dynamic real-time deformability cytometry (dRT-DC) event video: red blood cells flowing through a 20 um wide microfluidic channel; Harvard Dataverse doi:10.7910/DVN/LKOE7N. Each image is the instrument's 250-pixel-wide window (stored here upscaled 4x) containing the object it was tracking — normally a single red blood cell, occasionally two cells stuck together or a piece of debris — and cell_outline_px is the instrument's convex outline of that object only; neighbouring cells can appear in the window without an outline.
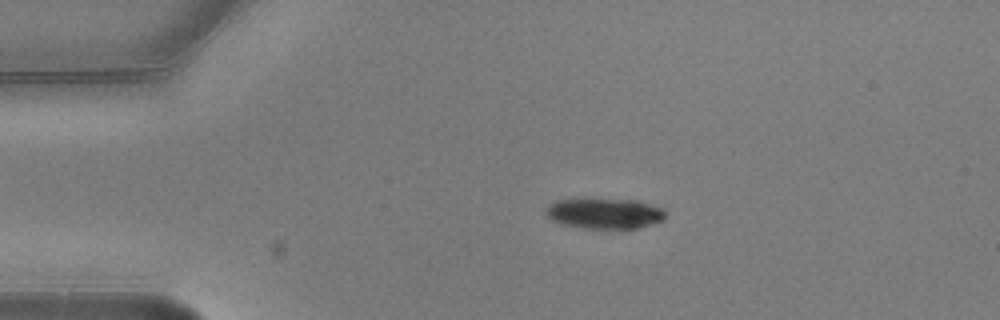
{"species": "common noctule bat (a hibernating species)", "species_latin": "Nyctalus noctula", "temperature_condition": "warm", "stored_images_in_passage": 8, "camera_frame_rate_fps": 3000, "um_per_image_px": 0.085, "animal": {"sex": "male", "body_mass_g": 20.5, "forearm_length_mm": 52.5}, "frame": {"image": 1, "passage_image": 1, "time_ms": 0.0, "image_size_px": [1000, 320], "cell_outline_px": [[664, 220], [640, 228], [620, 232], [580, 228], [560, 224], [552, 220], [544, 212], [548, 204], [556, 200], [640, 200], [664, 208]], "centroid_in_image_um": [51.43, 18.21], "position_along_channel_um": 33.6, "area_um2": 22.08}}
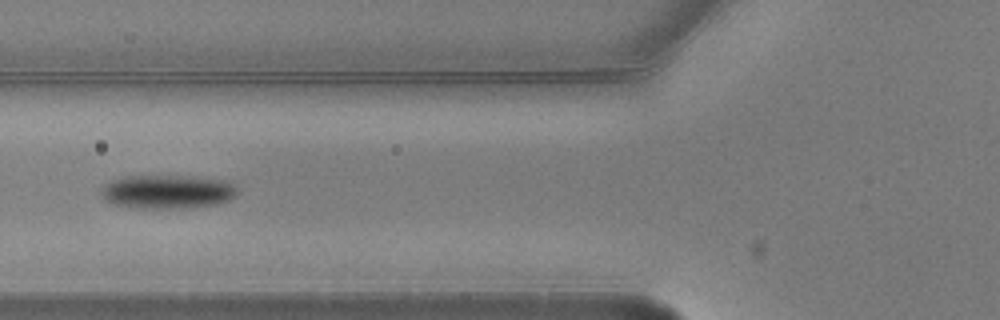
{"frame": {"image": 2, "passage_image": 3, "time_ms": 0.667, "image_size_px": [1000, 320], "cell_outline_px": [[236, 196], [228, 200], [216, 204], [192, 208], [132, 208], [112, 204], [104, 196], [104, 184], [112, 180], [124, 176], [192, 176], [224, 180], [232, 184], [236, 188]], "centroid_in_image_um": [14.26, 16.3], "position_along_channel_um": 111.5, "area_um2": 26.7}}
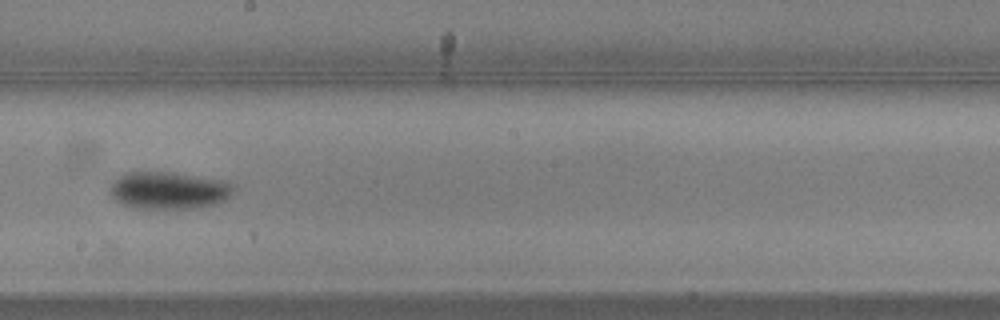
{"frame": {"image": 3, "passage_image": 6, "time_ms": 1.667, "image_size_px": [1000, 320], "cell_outline_px": [[236, 192], [224, 200], [216, 204], [196, 208], [136, 208], [120, 204], [112, 196], [108, 188], [108, 184], [112, 180], [124, 172], [172, 172], [224, 180], [232, 184], [236, 188]], "centroid_in_image_um": [14.32, 16.17], "position_along_channel_um": 233.9, "area_um2": 27.34}}